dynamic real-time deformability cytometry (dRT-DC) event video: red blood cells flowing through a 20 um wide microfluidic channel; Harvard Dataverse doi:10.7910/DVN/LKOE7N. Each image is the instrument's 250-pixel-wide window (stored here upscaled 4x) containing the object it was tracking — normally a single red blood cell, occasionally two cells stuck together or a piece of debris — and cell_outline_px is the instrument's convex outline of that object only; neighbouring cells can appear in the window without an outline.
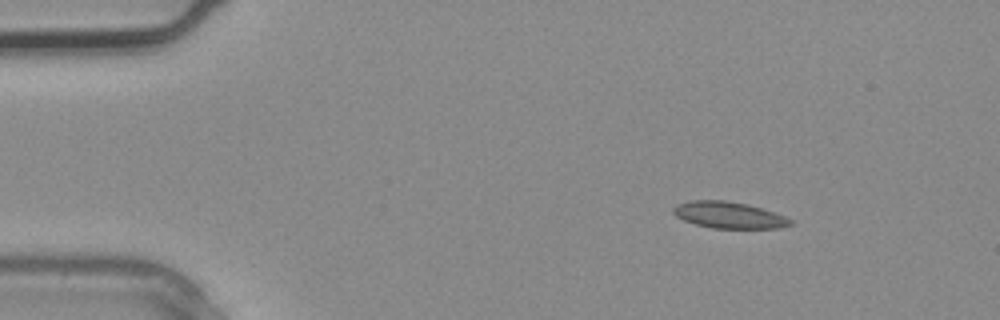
{"species": "common noctule bat (a hibernating species)", "species_latin": "Nyctalus noctula", "temperature_condition": "warm", "stored_images_in_passage": 2, "camera_frame_rate_fps": 3000, "um_per_image_px": 0.085, "animal": {"sex": "male", "body_mass_g": 20.4}, "frame": {"image": 1, "passage_image": 1, "time_ms": 0.0, "image_size_px": [1000, 320], "cell_outline_px": [[792, 224], [780, 228], [712, 228], [696, 224], [684, 220], [676, 216], [672, 212], [672, 208], [676, 204], [688, 200], [724, 200], [748, 204], [784, 216], [792, 220]], "centroid_in_image_um": [61.91, 18.27], "position_along_channel_um": 23.1, "area_um2": 18.03}}